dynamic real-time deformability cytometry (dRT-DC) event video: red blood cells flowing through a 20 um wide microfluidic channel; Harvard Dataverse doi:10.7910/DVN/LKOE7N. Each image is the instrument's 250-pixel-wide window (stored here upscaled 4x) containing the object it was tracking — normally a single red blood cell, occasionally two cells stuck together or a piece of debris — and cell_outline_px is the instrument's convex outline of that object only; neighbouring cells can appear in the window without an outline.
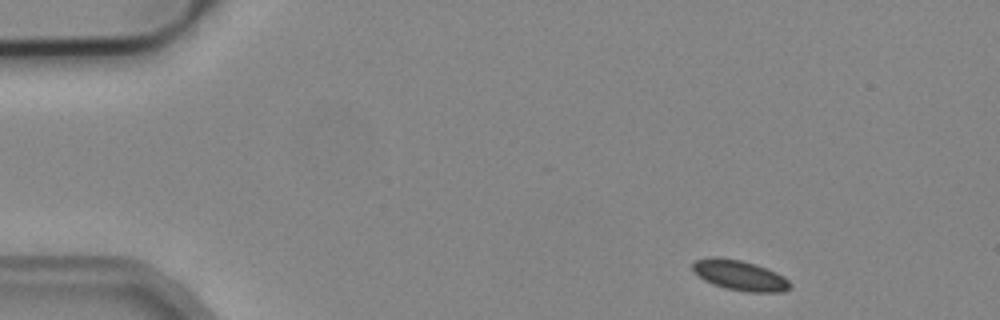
{"species": "common noctule bat (a hibernating species)", "species_latin": "Nyctalus noctula", "temperature_condition": "cold", "stored_images_in_passage": 6, "camera_frame_rate_fps": 3000, "um_per_image_px": 0.085, "animal": {"sex": "male", "body_mass_g": 19.2, "forearm_length_mm": 51.8}, "frame": {"image": 1, "passage_image": 1, "time_ms": 0.0, "image_size_px": [1000, 320], "cell_outline_px": [[792, 284], [784, 292], [748, 292], [724, 288], [712, 284], [704, 280], [692, 268], [692, 264], [696, 260], [712, 256], [716, 256], [740, 260], [756, 264], [776, 272], [784, 276]], "centroid_in_image_um": [62.89, 23.4], "position_along_channel_um": 22.1, "area_um2": 17.17}}
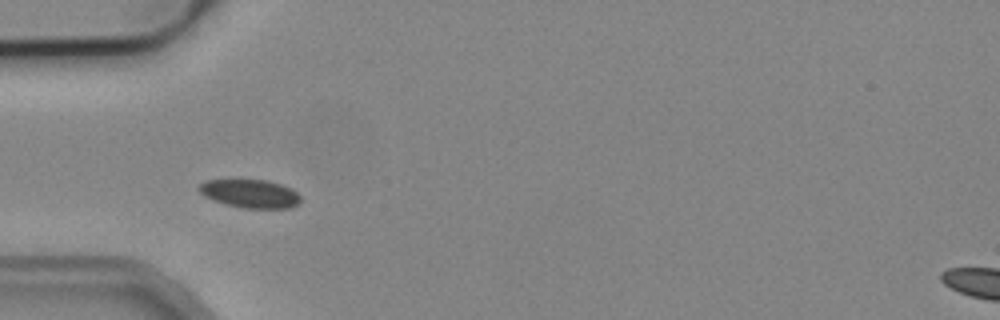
{"frame": {"image": 2, "passage_image": 4, "time_ms": 1.0, "image_size_px": [1000, 320], "cell_outline_px": [[300, 204], [288, 208], [244, 208], [224, 204], [212, 200], [204, 196], [196, 188], [200, 184], [208, 180], [268, 180], [292, 188], [300, 196]], "centroid_in_image_um": [21.26, 16.46], "position_along_channel_um": 63.7, "area_um2": 16.88}}